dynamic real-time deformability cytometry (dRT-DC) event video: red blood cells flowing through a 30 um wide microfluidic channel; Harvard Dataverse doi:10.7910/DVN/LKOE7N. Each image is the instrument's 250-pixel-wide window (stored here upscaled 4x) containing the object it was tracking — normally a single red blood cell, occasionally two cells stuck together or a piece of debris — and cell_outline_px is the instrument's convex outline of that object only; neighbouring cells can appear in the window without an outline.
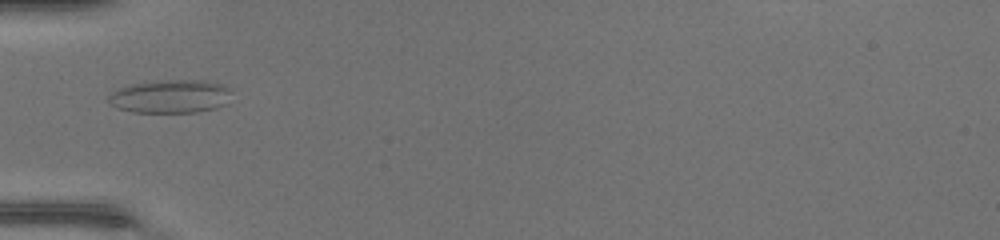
{"species": "common noctule bat (a hibernating species)", "species_latin": "Nyctalus noctula", "temperature_condition": "warm", "stored_images_in_passage": 32, "camera_frame_rate_fps": 3000, "um_per_image_px": 0.085, "animal": {"sex": "female", "body_mass_g": 17.0, "forearm_length_mm": 48.0}, "frame": {"image": 1, "passage_image": 1, "time_ms": 0.0, "image_size_px": [1000, 240], "cell_outline_px": [[228, 104], [216, 108], [196, 112], [132, 112], [116, 108], [108, 100], [108, 96], [112, 92], [120, 88], [132, 84], [156, 80], [204, 80], [220, 84], [228, 88]], "centroid_in_image_um": [14.47, 8.2], "position_along_channel_um": 70.5, "area_um2": 23.81}}
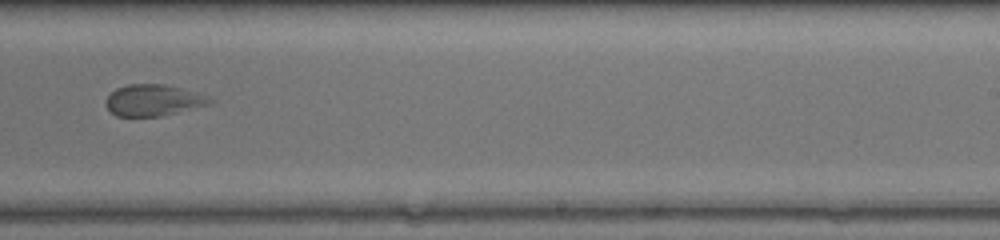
{"frame": {"image": 2, "passage_image": 15, "time_ms": 4.667, "image_size_px": [1000, 240], "cell_outline_px": [[208, 104], [160, 116], [116, 116], [104, 104], [108, 96], [116, 88], [128, 84], [164, 84], [180, 88], [204, 100]], "centroid_in_image_um": [12.8, 8.53], "position_along_channel_um": 276.2, "area_um2": 17.86}}
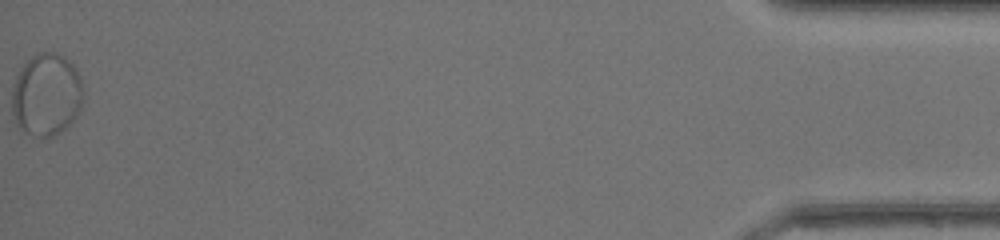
{"frame": {"image": 3, "passage_image": 32, "time_ms": 10.333, "image_size_px": [1000, 240], "cell_outline_px": [[84, 88], [80, 108], [72, 120], [64, 128], [52, 136], [36, 136], [20, 128], [12, 112], [12, 88], [16, 76], [24, 64], [32, 56], [44, 52], [52, 52], [68, 60], [72, 64], [80, 76]], "centroid_in_image_um": [3.95, 8.03], "position_along_channel_um": 431.3, "area_um2": 33.7}}